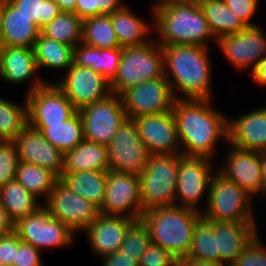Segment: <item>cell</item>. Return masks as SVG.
Here are the masks:
<instances>
[{"instance_id": "obj_22", "label": "cell", "mask_w": 266, "mask_h": 266, "mask_svg": "<svg viewBox=\"0 0 266 266\" xmlns=\"http://www.w3.org/2000/svg\"><path fill=\"white\" fill-rule=\"evenodd\" d=\"M136 221L130 217L99 214L83 232L91 250L101 258L120 250L128 229Z\"/></svg>"}, {"instance_id": "obj_17", "label": "cell", "mask_w": 266, "mask_h": 266, "mask_svg": "<svg viewBox=\"0 0 266 266\" xmlns=\"http://www.w3.org/2000/svg\"><path fill=\"white\" fill-rule=\"evenodd\" d=\"M265 33L259 25L247 26L239 33L221 37L216 45L232 67L239 71L253 67V70L266 55Z\"/></svg>"}, {"instance_id": "obj_21", "label": "cell", "mask_w": 266, "mask_h": 266, "mask_svg": "<svg viewBox=\"0 0 266 266\" xmlns=\"http://www.w3.org/2000/svg\"><path fill=\"white\" fill-rule=\"evenodd\" d=\"M38 71L33 48L17 46H2L0 48L1 80L12 84L24 83V81L29 80L31 83L27 93H30L49 83L41 77H34Z\"/></svg>"}, {"instance_id": "obj_39", "label": "cell", "mask_w": 266, "mask_h": 266, "mask_svg": "<svg viewBox=\"0 0 266 266\" xmlns=\"http://www.w3.org/2000/svg\"><path fill=\"white\" fill-rule=\"evenodd\" d=\"M18 12L34 19V24L41 30L62 11L54 0H8Z\"/></svg>"}, {"instance_id": "obj_5", "label": "cell", "mask_w": 266, "mask_h": 266, "mask_svg": "<svg viewBox=\"0 0 266 266\" xmlns=\"http://www.w3.org/2000/svg\"><path fill=\"white\" fill-rule=\"evenodd\" d=\"M164 54L153 39L146 44L122 48L118 72L110 82L112 94L121 95L128 88L147 80L163 78Z\"/></svg>"}, {"instance_id": "obj_27", "label": "cell", "mask_w": 266, "mask_h": 266, "mask_svg": "<svg viewBox=\"0 0 266 266\" xmlns=\"http://www.w3.org/2000/svg\"><path fill=\"white\" fill-rule=\"evenodd\" d=\"M122 48H96L82 42L74 47L73 64L90 67L111 82L118 72Z\"/></svg>"}, {"instance_id": "obj_24", "label": "cell", "mask_w": 266, "mask_h": 266, "mask_svg": "<svg viewBox=\"0 0 266 266\" xmlns=\"http://www.w3.org/2000/svg\"><path fill=\"white\" fill-rule=\"evenodd\" d=\"M256 226V222L214 221L220 264L231 266L235 262L237 257L259 232Z\"/></svg>"}, {"instance_id": "obj_54", "label": "cell", "mask_w": 266, "mask_h": 266, "mask_svg": "<svg viewBox=\"0 0 266 266\" xmlns=\"http://www.w3.org/2000/svg\"><path fill=\"white\" fill-rule=\"evenodd\" d=\"M62 12H74L77 0H54Z\"/></svg>"}, {"instance_id": "obj_29", "label": "cell", "mask_w": 266, "mask_h": 266, "mask_svg": "<svg viewBox=\"0 0 266 266\" xmlns=\"http://www.w3.org/2000/svg\"><path fill=\"white\" fill-rule=\"evenodd\" d=\"M107 172L87 170L77 173H62L59 179L74 193L100 209L105 196Z\"/></svg>"}, {"instance_id": "obj_1", "label": "cell", "mask_w": 266, "mask_h": 266, "mask_svg": "<svg viewBox=\"0 0 266 266\" xmlns=\"http://www.w3.org/2000/svg\"><path fill=\"white\" fill-rule=\"evenodd\" d=\"M210 103V99L174 101L172 112L182 155L212 159L218 141L225 139L227 142L228 116L211 107Z\"/></svg>"}, {"instance_id": "obj_51", "label": "cell", "mask_w": 266, "mask_h": 266, "mask_svg": "<svg viewBox=\"0 0 266 266\" xmlns=\"http://www.w3.org/2000/svg\"><path fill=\"white\" fill-rule=\"evenodd\" d=\"M14 231V222L9 218L6 210L0 204V238Z\"/></svg>"}, {"instance_id": "obj_10", "label": "cell", "mask_w": 266, "mask_h": 266, "mask_svg": "<svg viewBox=\"0 0 266 266\" xmlns=\"http://www.w3.org/2000/svg\"><path fill=\"white\" fill-rule=\"evenodd\" d=\"M84 140L107 145L127 119L121 96L110 94L106 99L79 110Z\"/></svg>"}, {"instance_id": "obj_12", "label": "cell", "mask_w": 266, "mask_h": 266, "mask_svg": "<svg viewBox=\"0 0 266 266\" xmlns=\"http://www.w3.org/2000/svg\"><path fill=\"white\" fill-rule=\"evenodd\" d=\"M43 206L74 233L83 232L100 214L99 208L58 179Z\"/></svg>"}, {"instance_id": "obj_18", "label": "cell", "mask_w": 266, "mask_h": 266, "mask_svg": "<svg viewBox=\"0 0 266 266\" xmlns=\"http://www.w3.org/2000/svg\"><path fill=\"white\" fill-rule=\"evenodd\" d=\"M138 133L150 154H182L177 125L171 111L133 118Z\"/></svg>"}, {"instance_id": "obj_57", "label": "cell", "mask_w": 266, "mask_h": 266, "mask_svg": "<svg viewBox=\"0 0 266 266\" xmlns=\"http://www.w3.org/2000/svg\"><path fill=\"white\" fill-rule=\"evenodd\" d=\"M169 266H180L179 259H175Z\"/></svg>"}, {"instance_id": "obj_35", "label": "cell", "mask_w": 266, "mask_h": 266, "mask_svg": "<svg viewBox=\"0 0 266 266\" xmlns=\"http://www.w3.org/2000/svg\"><path fill=\"white\" fill-rule=\"evenodd\" d=\"M83 19L74 12H61L40 32L53 40L75 47L82 40Z\"/></svg>"}, {"instance_id": "obj_33", "label": "cell", "mask_w": 266, "mask_h": 266, "mask_svg": "<svg viewBox=\"0 0 266 266\" xmlns=\"http://www.w3.org/2000/svg\"><path fill=\"white\" fill-rule=\"evenodd\" d=\"M63 154L75 148L84 140L83 123L79 111L61 125L31 126Z\"/></svg>"}, {"instance_id": "obj_28", "label": "cell", "mask_w": 266, "mask_h": 266, "mask_svg": "<svg viewBox=\"0 0 266 266\" xmlns=\"http://www.w3.org/2000/svg\"><path fill=\"white\" fill-rule=\"evenodd\" d=\"M111 17L121 48L146 44L153 39L151 35L153 23L150 25L148 21H143L127 5L115 11Z\"/></svg>"}, {"instance_id": "obj_37", "label": "cell", "mask_w": 266, "mask_h": 266, "mask_svg": "<svg viewBox=\"0 0 266 266\" xmlns=\"http://www.w3.org/2000/svg\"><path fill=\"white\" fill-rule=\"evenodd\" d=\"M188 255L220 264V253H217V232L214 221L201 216L194 227L192 245Z\"/></svg>"}, {"instance_id": "obj_14", "label": "cell", "mask_w": 266, "mask_h": 266, "mask_svg": "<svg viewBox=\"0 0 266 266\" xmlns=\"http://www.w3.org/2000/svg\"><path fill=\"white\" fill-rule=\"evenodd\" d=\"M120 96L128 119L171 111L176 100L165 77L144 81Z\"/></svg>"}, {"instance_id": "obj_53", "label": "cell", "mask_w": 266, "mask_h": 266, "mask_svg": "<svg viewBox=\"0 0 266 266\" xmlns=\"http://www.w3.org/2000/svg\"><path fill=\"white\" fill-rule=\"evenodd\" d=\"M207 0H158L154 5H189L201 6Z\"/></svg>"}, {"instance_id": "obj_49", "label": "cell", "mask_w": 266, "mask_h": 266, "mask_svg": "<svg viewBox=\"0 0 266 266\" xmlns=\"http://www.w3.org/2000/svg\"><path fill=\"white\" fill-rule=\"evenodd\" d=\"M98 4L99 15H111L125 6L121 0H98Z\"/></svg>"}, {"instance_id": "obj_46", "label": "cell", "mask_w": 266, "mask_h": 266, "mask_svg": "<svg viewBox=\"0 0 266 266\" xmlns=\"http://www.w3.org/2000/svg\"><path fill=\"white\" fill-rule=\"evenodd\" d=\"M42 253L31 244L20 241L14 266H42Z\"/></svg>"}, {"instance_id": "obj_25", "label": "cell", "mask_w": 266, "mask_h": 266, "mask_svg": "<svg viewBox=\"0 0 266 266\" xmlns=\"http://www.w3.org/2000/svg\"><path fill=\"white\" fill-rule=\"evenodd\" d=\"M2 15L3 46L33 48L40 29L34 24V19L18 12L8 0H0Z\"/></svg>"}, {"instance_id": "obj_48", "label": "cell", "mask_w": 266, "mask_h": 266, "mask_svg": "<svg viewBox=\"0 0 266 266\" xmlns=\"http://www.w3.org/2000/svg\"><path fill=\"white\" fill-rule=\"evenodd\" d=\"M101 258L103 259L102 266H139V264L133 260V257H129L120 251L105 255Z\"/></svg>"}, {"instance_id": "obj_45", "label": "cell", "mask_w": 266, "mask_h": 266, "mask_svg": "<svg viewBox=\"0 0 266 266\" xmlns=\"http://www.w3.org/2000/svg\"><path fill=\"white\" fill-rule=\"evenodd\" d=\"M20 241L14 231L0 238V261L5 266H14Z\"/></svg>"}, {"instance_id": "obj_36", "label": "cell", "mask_w": 266, "mask_h": 266, "mask_svg": "<svg viewBox=\"0 0 266 266\" xmlns=\"http://www.w3.org/2000/svg\"><path fill=\"white\" fill-rule=\"evenodd\" d=\"M82 43L96 48H118L111 15L83 19Z\"/></svg>"}, {"instance_id": "obj_56", "label": "cell", "mask_w": 266, "mask_h": 266, "mask_svg": "<svg viewBox=\"0 0 266 266\" xmlns=\"http://www.w3.org/2000/svg\"><path fill=\"white\" fill-rule=\"evenodd\" d=\"M2 32H3L2 15H1V10H0V48L3 46Z\"/></svg>"}, {"instance_id": "obj_41", "label": "cell", "mask_w": 266, "mask_h": 266, "mask_svg": "<svg viewBox=\"0 0 266 266\" xmlns=\"http://www.w3.org/2000/svg\"><path fill=\"white\" fill-rule=\"evenodd\" d=\"M18 163L13 140H0V188L15 179Z\"/></svg>"}, {"instance_id": "obj_47", "label": "cell", "mask_w": 266, "mask_h": 266, "mask_svg": "<svg viewBox=\"0 0 266 266\" xmlns=\"http://www.w3.org/2000/svg\"><path fill=\"white\" fill-rule=\"evenodd\" d=\"M74 13L82 19L99 16L98 0H77Z\"/></svg>"}, {"instance_id": "obj_11", "label": "cell", "mask_w": 266, "mask_h": 266, "mask_svg": "<svg viewBox=\"0 0 266 266\" xmlns=\"http://www.w3.org/2000/svg\"><path fill=\"white\" fill-rule=\"evenodd\" d=\"M212 159L179 154L175 205L202 211L198 203L208 197L214 170ZM178 201V203H177Z\"/></svg>"}, {"instance_id": "obj_23", "label": "cell", "mask_w": 266, "mask_h": 266, "mask_svg": "<svg viewBox=\"0 0 266 266\" xmlns=\"http://www.w3.org/2000/svg\"><path fill=\"white\" fill-rule=\"evenodd\" d=\"M227 143L236 148L266 152V106L227 120Z\"/></svg>"}, {"instance_id": "obj_3", "label": "cell", "mask_w": 266, "mask_h": 266, "mask_svg": "<svg viewBox=\"0 0 266 266\" xmlns=\"http://www.w3.org/2000/svg\"><path fill=\"white\" fill-rule=\"evenodd\" d=\"M201 216L195 209L171 205L149 209L139 220L147 228L151 243L180 259L190 251L193 230Z\"/></svg>"}, {"instance_id": "obj_31", "label": "cell", "mask_w": 266, "mask_h": 266, "mask_svg": "<svg viewBox=\"0 0 266 266\" xmlns=\"http://www.w3.org/2000/svg\"><path fill=\"white\" fill-rule=\"evenodd\" d=\"M38 69H69L73 65L74 47L44 36L41 32L33 46Z\"/></svg>"}, {"instance_id": "obj_34", "label": "cell", "mask_w": 266, "mask_h": 266, "mask_svg": "<svg viewBox=\"0 0 266 266\" xmlns=\"http://www.w3.org/2000/svg\"><path fill=\"white\" fill-rule=\"evenodd\" d=\"M15 179L36 198H45V202L59 178L46 168L19 161Z\"/></svg>"}, {"instance_id": "obj_16", "label": "cell", "mask_w": 266, "mask_h": 266, "mask_svg": "<svg viewBox=\"0 0 266 266\" xmlns=\"http://www.w3.org/2000/svg\"><path fill=\"white\" fill-rule=\"evenodd\" d=\"M66 75L53 81L79 111L84 106L106 99L111 93L110 82L90 67L73 64Z\"/></svg>"}, {"instance_id": "obj_20", "label": "cell", "mask_w": 266, "mask_h": 266, "mask_svg": "<svg viewBox=\"0 0 266 266\" xmlns=\"http://www.w3.org/2000/svg\"><path fill=\"white\" fill-rule=\"evenodd\" d=\"M226 154V164L216 167L217 171L228 178L250 196L263 193L262 176L260 170V152L243 150L230 145Z\"/></svg>"}, {"instance_id": "obj_9", "label": "cell", "mask_w": 266, "mask_h": 266, "mask_svg": "<svg viewBox=\"0 0 266 266\" xmlns=\"http://www.w3.org/2000/svg\"><path fill=\"white\" fill-rule=\"evenodd\" d=\"M111 170L140 174L146 166L150 152L139 136L133 119H126L106 145Z\"/></svg>"}, {"instance_id": "obj_38", "label": "cell", "mask_w": 266, "mask_h": 266, "mask_svg": "<svg viewBox=\"0 0 266 266\" xmlns=\"http://www.w3.org/2000/svg\"><path fill=\"white\" fill-rule=\"evenodd\" d=\"M23 103L0 97V140H13L28 124L26 98Z\"/></svg>"}, {"instance_id": "obj_8", "label": "cell", "mask_w": 266, "mask_h": 266, "mask_svg": "<svg viewBox=\"0 0 266 266\" xmlns=\"http://www.w3.org/2000/svg\"><path fill=\"white\" fill-rule=\"evenodd\" d=\"M14 232L21 241L31 244L41 252L44 247H69L75 234L67 225L52 217L44 206L17 220L14 223Z\"/></svg>"}, {"instance_id": "obj_32", "label": "cell", "mask_w": 266, "mask_h": 266, "mask_svg": "<svg viewBox=\"0 0 266 266\" xmlns=\"http://www.w3.org/2000/svg\"><path fill=\"white\" fill-rule=\"evenodd\" d=\"M200 7L216 40L247 27L223 0H207Z\"/></svg>"}, {"instance_id": "obj_55", "label": "cell", "mask_w": 266, "mask_h": 266, "mask_svg": "<svg viewBox=\"0 0 266 266\" xmlns=\"http://www.w3.org/2000/svg\"><path fill=\"white\" fill-rule=\"evenodd\" d=\"M260 170L263 184V194H266V152H260Z\"/></svg>"}, {"instance_id": "obj_40", "label": "cell", "mask_w": 266, "mask_h": 266, "mask_svg": "<svg viewBox=\"0 0 266 266\" xmlns=\"http://www.w3.org/2000/svg\"><path fill=\"white\" fill-rule=\"evenodd\" d=\"M150 243L147 228L138 220L128 229L119 251L133 257V260L139 264L141 256Z\"/></svg>"}, {"instance_id": "obj_26", "label": "cell", "mask_w": 266, "mask_h": 266, "mask_svg": "<svg viewBox=\"0 0 266 266\" xmlns=\"http://www.w3.org/2000/svg\"><path fill=\"white\" fill-rule=\"evenodd\" d=\"M87 170H110L105 145L83 140L75 148L64 153L62 173H77Z\"/></svg>"}, {"instance_id": "obj_15", "label": "cell", "mask_w": 266, "mask_h": 266, "mask_svg": "<svg viewBox=\"0 0 266 266\" xmlns=\"http://www.w3.org/2000/svg\"><path fill=\"white\" fill-rule=\"evenodd\" d=\"M26 94L30 126L61 125L78 111L52 81Z\"/></svg>"}, {"instance_id": "obj_42", "label": "cell", "mask_w": 266, "mask_h": 266, "mask_svg": "<svg viewBox=\"0 0 266 266\" xmlns=\"http://www.w3.org/2000/svg\"><path fill=\"white\" fill-rule=\"evenodd\" d=\"M257 234L231 266H266V247Z\"/></svg>"}, {"instance_id": "obj_7", "label": "cell", "mask_w": 266, "mask_h": 266, "mask_svg": "<svg viewBox=\"0 0 266 266\" xmlns=\"http://www.w3.org/2000/svg\"><path fill=\"white\" fill-rule=\"evenodd\" d=\"M252 196L217 170L212 175L207 203L201 215L216 222H256ZM253 214V215H252Z\"/></svg>"}, {"instance_id": "obj_6", "label": "cell", "mask_w": 266, "mask_h": 266, "mask_svg": "<svg viewBox=\"0 0 266 266\" xmlns=\"http://www.w3.org/2000/svg\"><path fill=\"white\" fill-rule=\"evenodd\" d=\"M179 154H151L140 179L142 213L175 205Z\"/></svg>"}, {"instance_id": "obj_2", "label": "cell", "mask_w": 266, "mask_h": 266, "mask_svg": "<svg viewBox=\"0 0 266 266\" xmlns=\"http://www.w3.org/2000/svg\"><path fill=\"white\" fill-rule=\"evenodd\" d=\"M164 75L176 99L212 100V61L209 47L202 45H161ZM210 56V57H209ZM181 90L183 97L177 96Z\"/></svg>"}, {"instance_id": "obj_4", "label": "cell", "mask_w": 266, "mask_h": 266, "mask_svg": "<svg viewBox=\"0 0 266 266\" xmlns=\"http://www.w3.org/2000/svg\"><path fill=\"white\" fill-rule=\"evenodd\" d=\"M153 27L157 32L155 40L160 45H202L216 38L210 31L200 6L152 5Z\"/></svg>"}, {"instance_id": "obj_19", "label": "cell", "mask_w": 266, "mask_h": 266, "mask_svg": "<svg viewBox=\"0 0 266 266\" xmlns=\"http://www.w3.org/2000/svg\"><path fill=\"white\" fill-rule=\"evenodd\" d=\"M13 142L20 162L46 168L58 178L62 176L64 154L48 142L39 130L27 124Z\"/></svg>"}, {"instance_id": "obj_50", "label": "cell", "mask_w": 266, "mask_h": 266, "mask_svg": "<svg viewBox=\"0 0 266 266\" xmlns=\"http://www.w3.org/2000/svg\"><path fill=\"white\" fill-rule=\"evenodd\" d=\"M251 73L253 81L258 85L266 86V55L257 63Z\"/></svg>"}, {"instance_id": "obj_43", "label": "cell", "mask_w": 266, "mask_h": 266, "mask_svg": "<svg viewBox=\"0 0 266 266\" xmlns=\"http://www.w3.org/2000/svg\"><path fill=\"white\" fill-rule=\"evenodd\" d=\"M175 259L168 250L150 243L141 256L139 266H169Z\"/></svg>"}, {"instance_id": "obj_52", "label": "cell", "mask_w": 266, "mask_h": 266, "mask_svg": "<svg viewBox=\"0 0 266 266\" xmlns=\"http://www.w3.org/2000/svg\"><path fill=\"white\" fill-rule=\"evenodd\" d=\"M179 264L180 266H225L224 264H217L215 262L194 258L190 255H184L180 258Z\"/></svg>"}, {"instance_id": "obj_44", "label": "cell", "mask_w": 266, "mask_h": 266, "mask_svg": "<svg viewBox=\"0 0 266 266\" xmlns=\"http://www.w3.org/2000/svg\"><path fill=\"white\" fill-rule=\"evenodd\" d=\"M246 26H254L257 23L251 22V18L257 12L259 0H223Z\"/></svg>"}, {"instance_id": "obj_30", "label": "cell", "mask_w": 266, "mask_h": 266, "mask_svg": "<svg viewBox=\"0 0 266 266\" xmlns=\"http://www.w3.org/2000/svg\"><path fill=\"white\" fill-rule=\"evenodd\" d=\"M38 198L25 189L16 179L0 188V204L15 223L22 217L35 213L43 206Z\"/></svg>"}, {"instance_id": "obj_13", "label": "cell", "mask_w": 266, "mask_h": 266, "mask_svg": "<svg viewBox=\"0 0 266 266\" xmlns=\"http://www.w3.org/2000/svg\"><path fill=\"white\" fill-rule=\"evenodd\" d=\"M100 214L139 220L142 214L138 174L109 170Z\"/></svg>"}]
</instances>
